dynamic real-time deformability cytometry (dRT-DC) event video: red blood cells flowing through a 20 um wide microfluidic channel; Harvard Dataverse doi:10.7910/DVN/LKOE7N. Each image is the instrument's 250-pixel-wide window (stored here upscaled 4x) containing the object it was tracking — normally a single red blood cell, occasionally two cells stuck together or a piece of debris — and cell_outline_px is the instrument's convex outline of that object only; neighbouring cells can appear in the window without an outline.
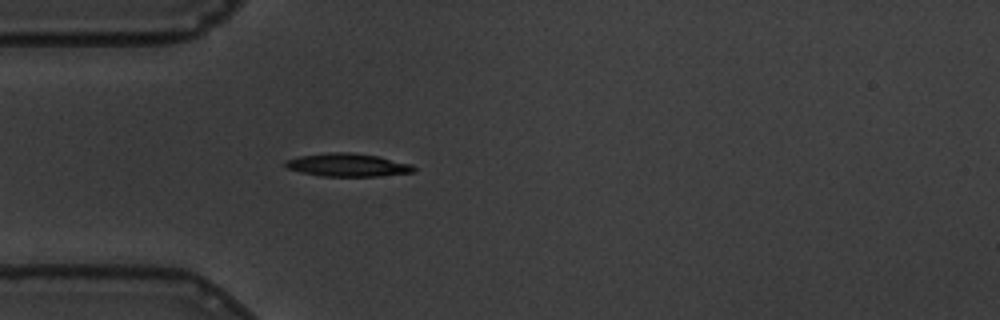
{"species": "common noctule bat (a hibernating species)", "species_latin": "Nyctalus noctula", "temperature_condition": "warm", "stored_images_in_passage": 42, "camera_frame_rate_fps": 3000, "um_per_image_px": 0.085, "animal": {"sex": "male", "body_mass_g": 19.5, "forearm_length_mm": 54.6}, "frame": {"image": 1, "passage_image": 1, "time_ms": 0.0, "image_size_px": [1000, 320], "cell_outline_px": [[416, 172], [380, 176], [320, 176], [288, 168], [284, 164], [284, 160], [300, 156], [328, 152], [352, 152], [376, 156], [412, 164], [416, 168]], "centroid_in_image_um": [29.58, 14.02], "position_along_channel_um": 55.4, "area_um2": 17.22}}
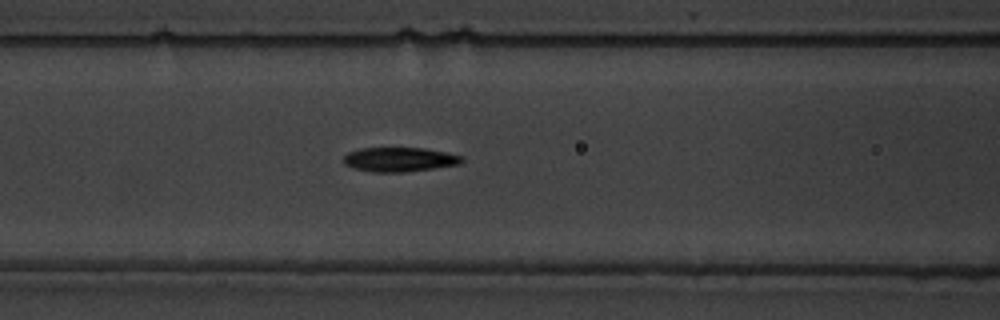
{"frame": {"image": 2, "passage_image": 8, "time_ms": 2.333, "image_size_px": [1000, 320], "cell_outline_px": [[464, 160], [460, 164], [404, 172], [372, 172], [352, 168], [344, 164], [344, 156], [348, 152], [360, 148], [424, 148], [448, 152], [464, 156]], "centroid_in_image_um": [33.96, 13.55], "position_along_channel_um": 132.6, "area_um2": 16.88}}
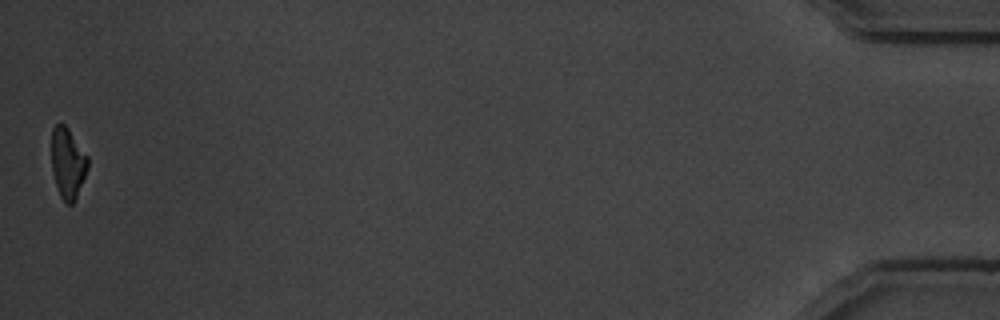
{"frame": {"image": 3, "passage_image": 42, "time_ms": 13.667, "image_size_px": [1000, 320], "cell_outline_px": [[88, 168], [76, 196], [72, 204], [68, 204], [60, 196], [56, 184], [52, 168], [52, 128], [56, 124], [64, 124], [68, 128], [88, 156]], "centroid_in_image_um": [5.76, 13.83], "position_along_channel_um": 429.4, "area_um2": 14.62}, "authors_computed_cell_mechanics": {"area_um2": 17.1955, "velocity_mm_per_s": 3.4844, "shape_relaxation_time_tau1_ms": 4.9622, "shape_relaxation_time_tau2_ms": 2.6988, "deformation_change_tau1": 0.166, "deformation_change_tau2": 0.0905}}